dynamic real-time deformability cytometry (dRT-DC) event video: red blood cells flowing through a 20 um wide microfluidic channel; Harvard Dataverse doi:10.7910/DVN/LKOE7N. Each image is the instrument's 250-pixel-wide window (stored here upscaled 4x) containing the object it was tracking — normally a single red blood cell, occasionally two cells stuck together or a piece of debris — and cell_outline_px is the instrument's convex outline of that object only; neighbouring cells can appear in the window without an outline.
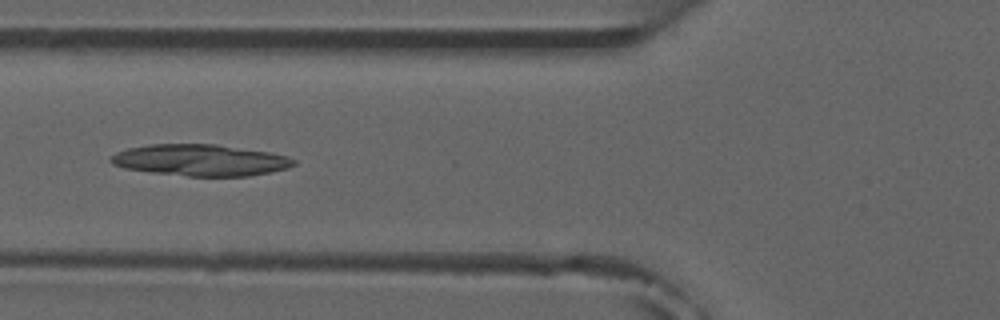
{"species": "common noctule bat (a hibernating species)", "species_latin": "Nyctalus noctula", "temperature_condition": "room temperature", "stored_images_in_passage": 7, "camera_frame_rate_fps": 3000, "um_per_image_px": 0.085, "animal": {"sex": "male", "forearm_length_mm": 52.5}, "frame": {"image": 1, "passage_image": 7, "time_ms": 7.0, "image_size_px": [1000, 320], "cell_outline_px": [[296, 164], [288, 168], [272, 172], [248, 176], [188, 176], [152, 172], [124, 168], [112, 164], [108, 160], [116, 152], [128, 148], [148, 144], [216, 144], [272, 152], [288, 156], [296, 160]], "centroid_in_image_um": [17.07, 13.61], "position_along_channel_um": 108.7, "area_um2": 33.76}}